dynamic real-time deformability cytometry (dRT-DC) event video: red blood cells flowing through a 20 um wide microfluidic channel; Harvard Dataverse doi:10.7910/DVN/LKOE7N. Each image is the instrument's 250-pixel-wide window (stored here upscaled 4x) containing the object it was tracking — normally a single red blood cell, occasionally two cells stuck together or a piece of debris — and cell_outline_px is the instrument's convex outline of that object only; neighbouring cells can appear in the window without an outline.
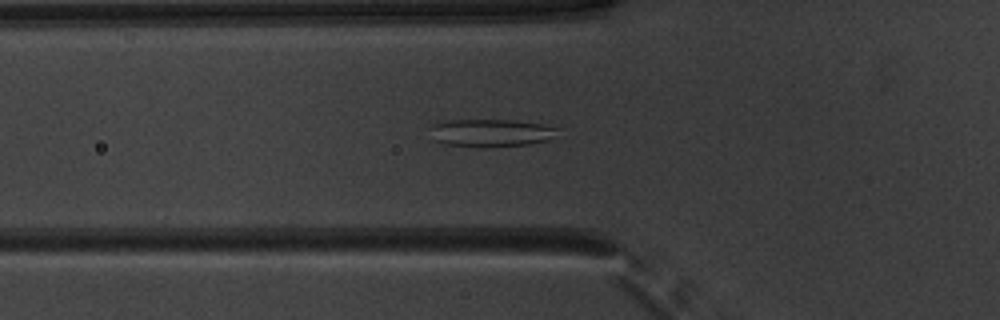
{"species": "common noctule bat (a hibernating species)", "species_latin": "Nyctalus noctula", "temperature_condition": "warm", "stored_images_in_passage": 49, "camera_frame_rate_fps": 3000, "um_per_image_px": 0.085, "animal": {"sex": "male", "body_mass_g": 20.1, "forearm_length_mm": 53.5}, "frame": {"image": 1, "passage_image": 16, "time_ms": 5.0, "image_size_px": [1000, 320], "cell_outline_px": [[560, 128], [548, 140], [528, 144], [444, 144], [432, 140], [432, 124], [444, 120], [516, 120], [544, 124]], "centroid_in_image_um": [41.73, 11.23], "position_along_channel_um": 84.1, "area_um2": 19.59}}
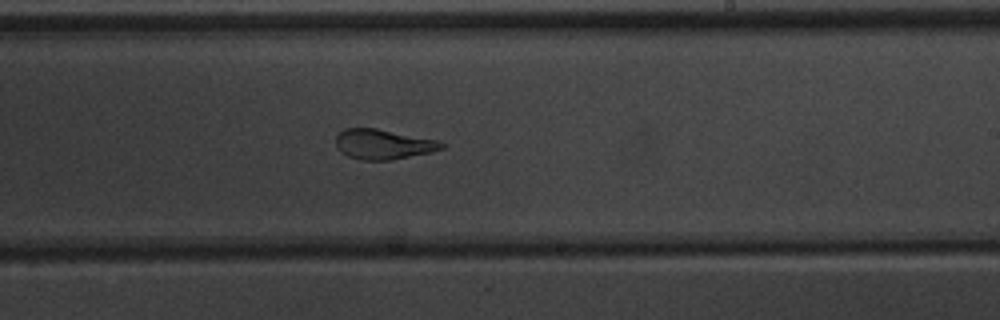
{"frame": {"image": 2, "passage_image": 29, "time_ms": 9.333, "image_size_px": [1000, 320], "cell_outline_px": [[448, 144], [444, 148], [432, 152], [392, 160], [364, 160], [348, 156], [340, 152], [336, 148], [336, 136], [344, 128], [376, 128], [436, 140]], "centroid_in_image_um": [32.57, 12.27], "position_along_channel_um": 256.4, "area_um2": 18.55}}
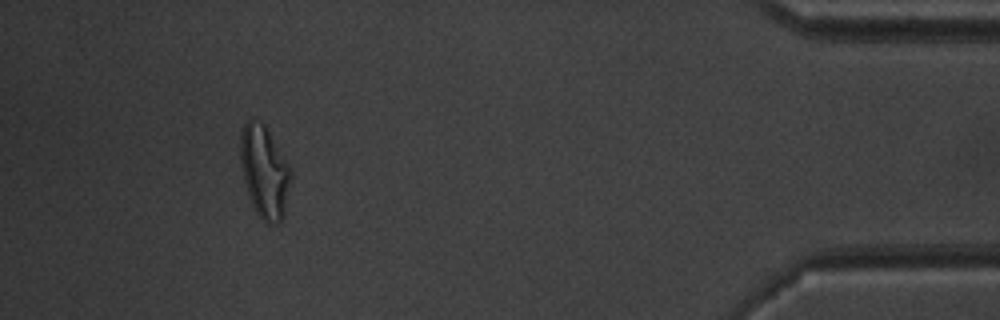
{"frame": {"image": 3, "passage_image": 45, "time_ms": 14.667, "image_size_px": [1000, 320], "cell_outline_px": [[292, 172], [284, 216], [280, 224], [268, 224], [256, 212], [248, 196], [244, 180], [240, 160], [240, 132], [244, 124], [248, 120], [252, 120], [264, 124]], "centroid_in_image_um": [22.46, 14.64], "position_along_channel_um": 412.7, "area_um2": 26.82}, "authors_computed_cell_mechanics": {"area_um2": 22.253, "velocity_mm_per_s": 3.9698, "shape_relaxation_time_tau1_ms": 7.3079, "shape_relaxation_time_tau2_ms": 1.4204, "deformation_change_tau1": 0.2171, "deformation_change_tau2": 0.1003}}